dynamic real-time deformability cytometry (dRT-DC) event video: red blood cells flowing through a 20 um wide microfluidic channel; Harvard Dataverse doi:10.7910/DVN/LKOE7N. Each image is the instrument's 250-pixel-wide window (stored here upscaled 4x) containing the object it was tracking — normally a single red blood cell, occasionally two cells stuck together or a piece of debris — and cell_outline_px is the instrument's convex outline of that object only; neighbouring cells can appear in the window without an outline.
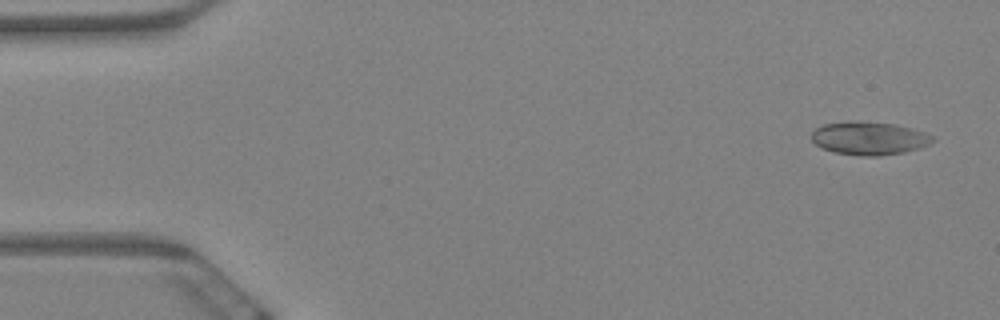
{"species": "Egyptian fruit bat (a non-hibernating species)", "species_latin": "Rousettus aegyptiacus", "temperature_condition": "warm", "stored_images_in_passage": 6, "camera_frame_rate_fps": 3000, "um_per_image_px": 0.085, "animal": {"sex": "female"}, "frame": {"image": 1, "passage_image": 1, "time_ms": 0.0, "image_size_px": [1000, 320], "cell_outline_px": [[936, 140], [928, 144], [904, 152], [880, 156], [860, 156], [836, 152], [824, 148], [816, 144], [812, 140], [812, 132], [816, 128], [824, 124], [848, 120], [860, 120], [892, 124], [912, 128], [924, 132], [932, 136]], "centroid_in_image_um": [73.86, 11.73], "position_along_channel_um": 11.1, "area_um2": 23.35}}
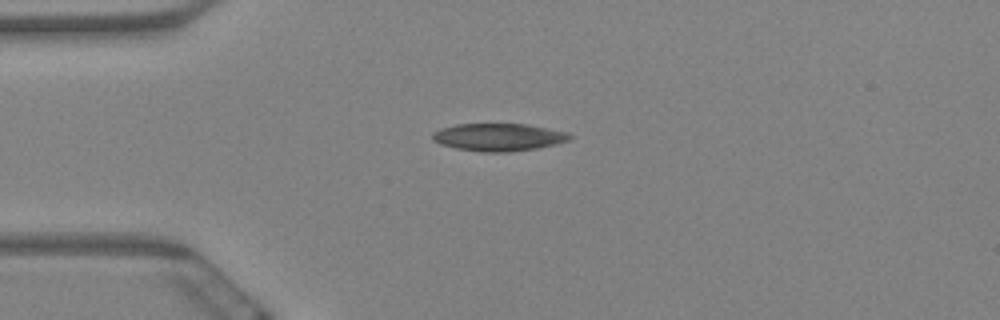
{"frame": {"image": 2, "passage_image": 4, "time_ms": 1.0, "image_size_px": [1000, 320], "cell_outline_px": [[572, 140], [556, 144], [536, 148], [512, 152], [480, 152], [456, 148], [440, 144], [432, 140], [432, 132], [440, 128], [456, 124], [528, 124], [568, 132], [572, 136]], "centroid_in_image_um": [42.38, 11.66], "position_along_channel_um": 42.6, "area_um2": 22.31}}
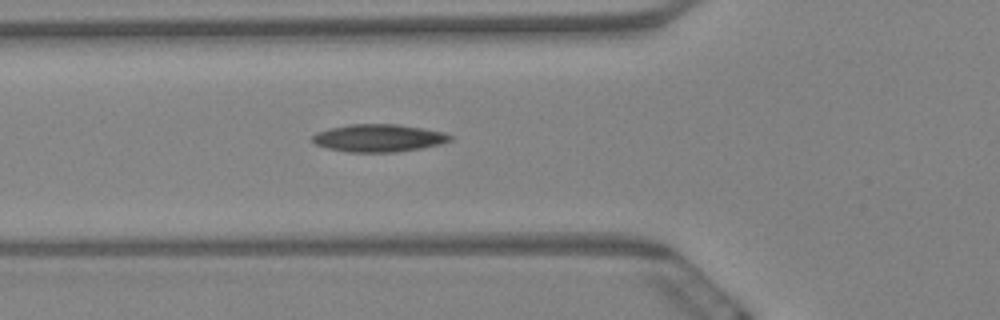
{"frame": {"image": 3, "passage_image": 6, "time_ms": 1.667, "image_size_px": [1000, 320], "cell_outline_px": [[452, 140], [440, 144], [420, 148], [396, 152], [348, 152], [328, 148], [316, 144], [312, 140], [312, 136], [316, 132], [348, 124], [400, 124], [444, 132], [452, 136]], "centroid_in_image_um": [32.19, 11.73], "position_along_channel_um": 93.6, "area_um2": 22.08}}